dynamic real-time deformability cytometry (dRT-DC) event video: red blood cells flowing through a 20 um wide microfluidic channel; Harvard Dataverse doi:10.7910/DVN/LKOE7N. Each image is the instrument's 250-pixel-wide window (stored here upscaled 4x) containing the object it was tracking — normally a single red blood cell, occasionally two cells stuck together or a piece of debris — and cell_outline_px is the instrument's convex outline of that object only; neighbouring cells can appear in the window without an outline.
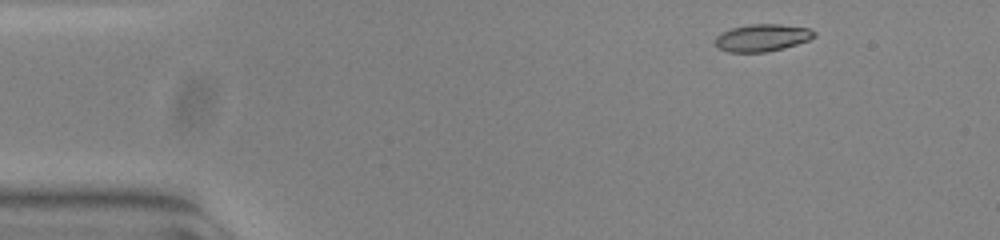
{"species": "common noctule bat (a hibernating species)", "species_latin": "Nyctalus noctula", "temperature_condition": "warm", "stored_images_in_passage": 48, "camera_frame_rate_fps": 3000, "um_per_image_px": 0.085, "animal": {"sex": "female", "body_mass_g": 23.0, "forearm_length_mm": 53.4}, "frame": {"image": 1, "passage_image": 1, "time_ms": 0.0, "image_size_px": [1000, 240], "cell_outline_px": [[816, 36], [808, 40], [796, 44], [764, 52], [728, 52], [720, 48], [716, 44], [716, 36], [720, 32], [732, 28], [752, 24], [780, 24], [808, 28], [816, 32]], "centroid_in_image_um": [64.78, 3.19], "position_along_channel_um": 20.2, "area_um2": 15.49}}
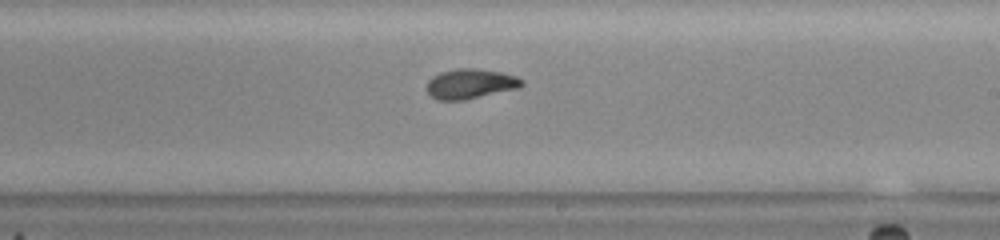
{"frame": {"image": 2, "passage_image": 26, "time_ms": 8.333, "image_size_px": [1000, 240], "cell_outline_px": [[524, 84], [520, 88], [464, 100], [436, 100], [428, 92], [428, 80], [432, 76], [440, 72], [456, 68], [476, 68], [500, 72], [516, 76], [524, 80]], "centroid_in_image_um": [40.0, 7.12], "position_along_channel_um": 249.0, "area_um2": 16.65}}
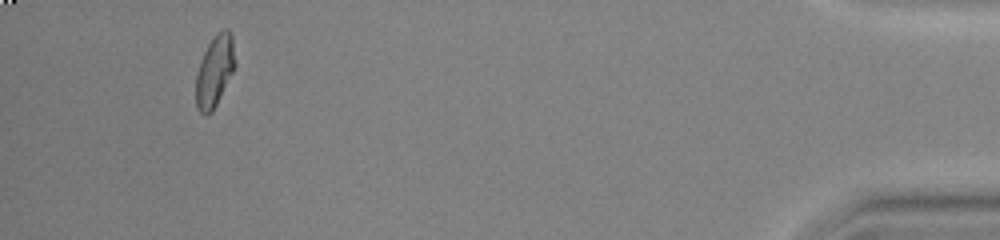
{"frame": {"image": 3, "passage_image": 45, "time_ms": 14.667, "image_size_px": [1000, 240], "cell_outline_px": [[236, 64], [212, 112], [204, 116], [196, 108], [196, 72], [200, 60], [208, 44], [216, 32], [224, 28], [228, 28], [232, 36]], "centroid_in_image_um": [18.23, 6.01], "position_along_channel_um": 417.0, "area_um2": 16.3}, "authors_computed_cell_mechanics": {"area_um2": 16.2418, "velocity_mm_per_s": 3.8147, "shape_relaxation_time_tau1_ms": 2.8329, "shape_relaxation_time_tau2_ms": 1.5126, "deformation_change_tau1": 0.1937, "deformation_change_tau2": 0.0728}}